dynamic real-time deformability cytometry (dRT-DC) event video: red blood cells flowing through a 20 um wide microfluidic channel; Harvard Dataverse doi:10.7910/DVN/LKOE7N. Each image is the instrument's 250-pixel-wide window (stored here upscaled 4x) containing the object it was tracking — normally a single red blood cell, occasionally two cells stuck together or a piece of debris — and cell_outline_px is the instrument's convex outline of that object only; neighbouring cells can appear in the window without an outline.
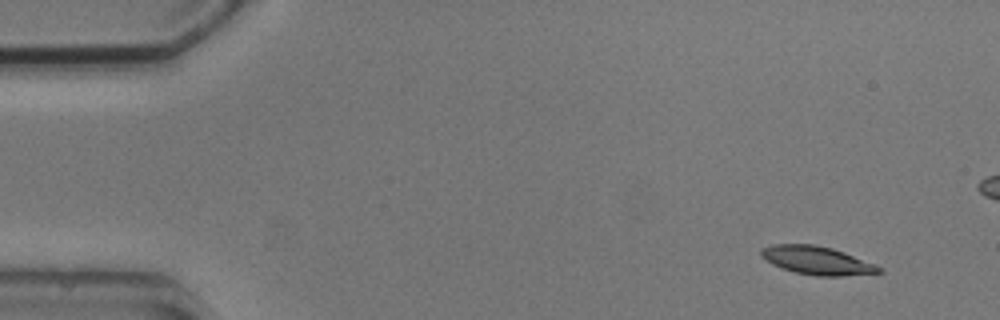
{"species": "common noctule bat (a hibernating species)", "species_latin": "Nyctalus noctula", "temperature_condition": "cold", "stored_images_in_passage": 3, "camera_frame_rate_fps": 3000, "um_per_image_px": 0.085, "animal": {"sex": "male", "body_mass_g": 20.5, "forearm_length_mm": 52.5}, "frame": {"image": 1, "passage_image": 3, "time_ms": 3.333, "image_size_px": [1000, 320], "cell_outline_px": [[884, 272], [840, 276], [816, 276], [796, 272], [780, 268], [772, 264], [760, 256], [760, 248], [772, 244], [812, 244], [832, 248], [844, 252], [876, 264], [884, 268]], "centroid_in_image_um": [69.44, 22.13], "position_along_channel_um": 15.6, "area_um2": 19.59}}